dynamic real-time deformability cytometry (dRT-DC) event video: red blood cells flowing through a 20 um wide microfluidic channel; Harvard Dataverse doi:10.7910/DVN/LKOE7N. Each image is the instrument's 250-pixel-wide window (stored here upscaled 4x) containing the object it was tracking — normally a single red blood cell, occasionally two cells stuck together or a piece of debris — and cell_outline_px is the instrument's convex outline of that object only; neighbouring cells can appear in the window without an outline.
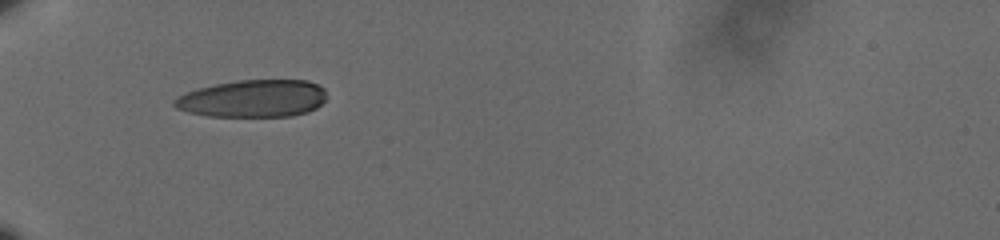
{"species": "human", "species_latin": "Homo sapiens", "temperature_condition": "cold", "stored_images_in_passage": 24, "camera_frame_rate_fps": 3000, "um_per_image_px": 0.085, "donor": {"sex": "male"}, "frame": {"image": 1, "passage_image": 1, "time_ms": 0.0, "image_size_px": [1000, 240], "cell_outline_px": [[324, 100], [316, 108], [308, 112], [292, 116], [208, 116], [188, 112], [176, 108], [172, 104], [172, 100], [176, 96], [200, 88], [216, 84], [236, 80], [308, 80], [324, 88]], "centroid_in_image_um": [21.48, 8.38], "position_along_channel_um": 63.5, "area_um2": 33.12}}
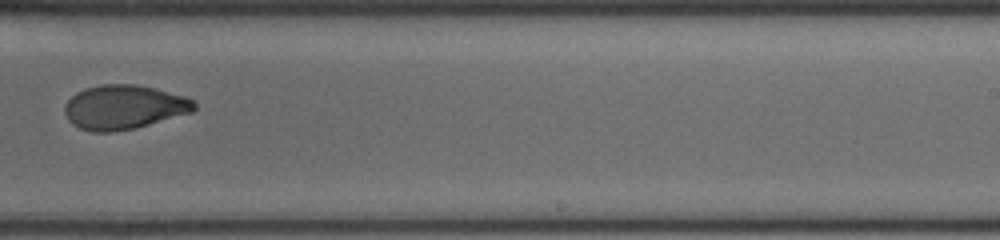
{"frame": {"image": 2, "passage_image": 10, "time_ms": 3.0, "image_size_px": [1000, 240], "cell_outline_px": [[196, 108], [192, 112], [148, 124], [132, 128], [112, 132], [92, 132], [80, 128], [72, 124], [68, 120], [64, 112], [64, 104], [76, 92], [84, 88], [100, 84], [136, 84], [184, 96], [192, 100], [196, 104]], "centroid_in_image_um": [10.48, 9.1], "position_along_channel_um": 278.5, "area_um2": 33.23}}
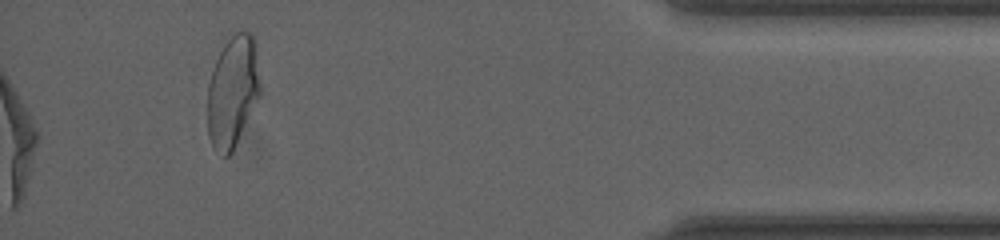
{"frame": {"image": 3, "passage_image": 24, "time_ms": 7.667, "image_size_px": [1000, 240], "cell_outline_px": [[260, 96], [232, 152], [228, 156], [224, 156], [212, 144], [208, 136], [208, 84], [216, 60], [224, 44], [236, 32], [252, 32], [256, 40], [260, 84]], "centroid_in_image_um": [19.8, 7.74], "position_along_channel_um": 415.4, "area_um2": 34.1}}